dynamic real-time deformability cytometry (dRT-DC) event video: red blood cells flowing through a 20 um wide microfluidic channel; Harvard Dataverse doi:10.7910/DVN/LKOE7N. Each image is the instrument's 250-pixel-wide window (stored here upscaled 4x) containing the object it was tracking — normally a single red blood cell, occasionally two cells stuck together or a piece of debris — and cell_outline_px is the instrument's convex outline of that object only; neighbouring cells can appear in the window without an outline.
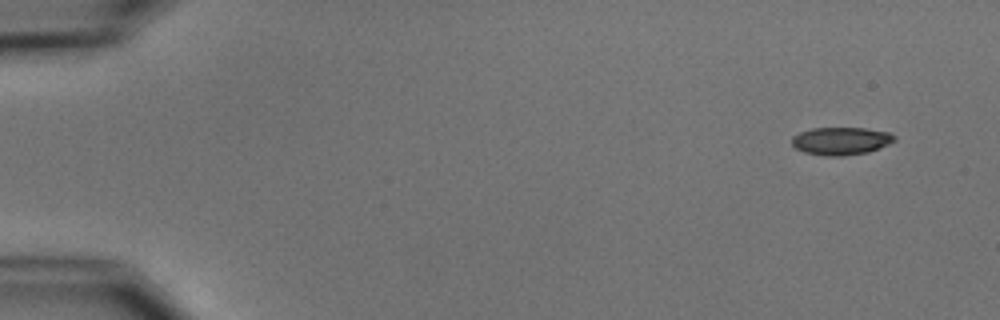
{"species": "common noctule bat (a hibernating species)", "species_latin": "Nyctalus noctula", "temperature_condition": "cold", "stored_images_in_passage": 3, "camera_frame_rate_fps": 3000, "um_per_image_px": 0.085, "animal": {"sex": "male", "body_mass_g": 15.6}, "frame": {"image": 1, "passage_image": 1, "time_ms": 0.0, "image_size_px": [1000, 320], "cell_outline_px": [[896, 140], [888, 144], [868, 152], [840, 156], [824, 156], [804, 152], [796, 148], [792, 144], [792, 136], [800, 132], [812, 128], [864, 128], [888, 132], [896, 136]], "centroid_in_image_um": [71.47, 11.98], "position_along_channel_um": 13.5, "area_um2": 16.53}}